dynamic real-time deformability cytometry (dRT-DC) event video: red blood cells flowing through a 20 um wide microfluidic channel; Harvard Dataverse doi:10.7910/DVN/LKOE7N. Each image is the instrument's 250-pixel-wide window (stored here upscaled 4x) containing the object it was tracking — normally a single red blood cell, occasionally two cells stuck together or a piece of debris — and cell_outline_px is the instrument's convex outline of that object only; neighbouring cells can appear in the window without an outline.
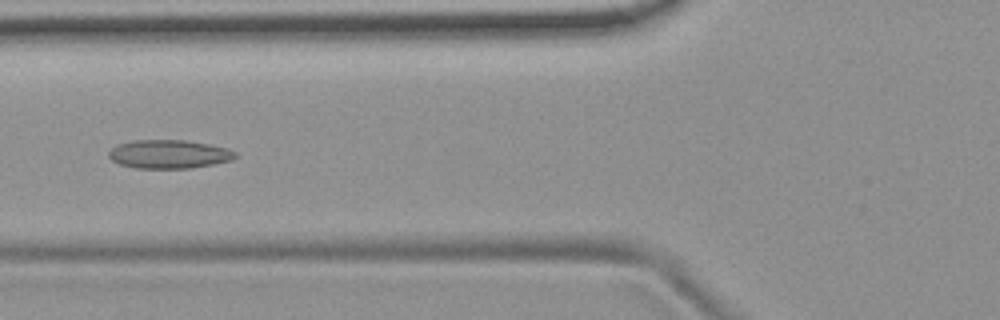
{"species": "common noctule bat (a hibernating species)", "species_latin": "Nyctalus noctula", "temperature_condition": "room temperature", "stored_images_in_passage": 8, "camera_frame_rate_fps": 3000, "um_per_image_px": 0.085, "animal": {"sex": "female", "body_mass_g": 19.9}, "frame": {"image": 1, "passage_image": 6, "time_ms": 6.0, "image_size_px": [1000, 320], "cell_outline_px": [[240, 156], [232, 160], [192, 168], [136, 168], [120, 164], [112, 160], [108, 156], [108, 152], [116, 144], [136, 140], [184, 140], [208, 144], [228, 148], [236, 152]], "centroid_in_image_um": [14.38, 13.1], "position_along_channel_um": 111.4, "area_um2": 21.15}}
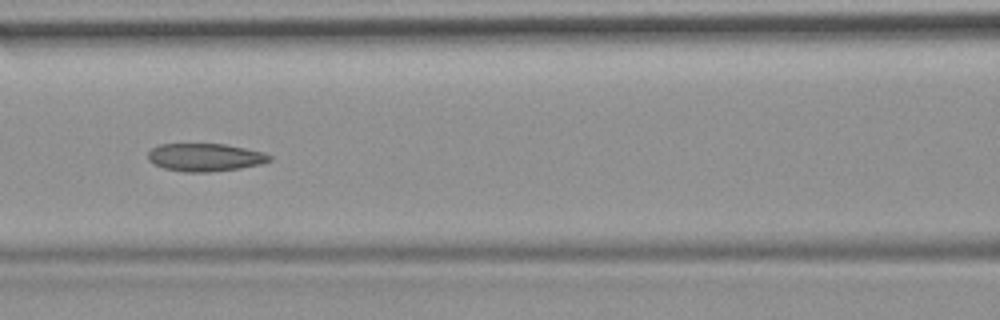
{"frame": {"image": 2, "passage_image": 7, "time_ms": 7.0, "image_size_px": [1000, 320], "cell_outline_px": [[272, 160], [260, 164], [240, 168], [208, 172], [184, 172], [164, 168], [152, 164], [148, 160], [148, 152], [152, 148], [160, 144], [224, 144], [264, 152], [272, 156]], "centroid_in_image_um": [17.41, 13.37], "position_along_channel_um": 149.2, "area_um2": 19.77}}
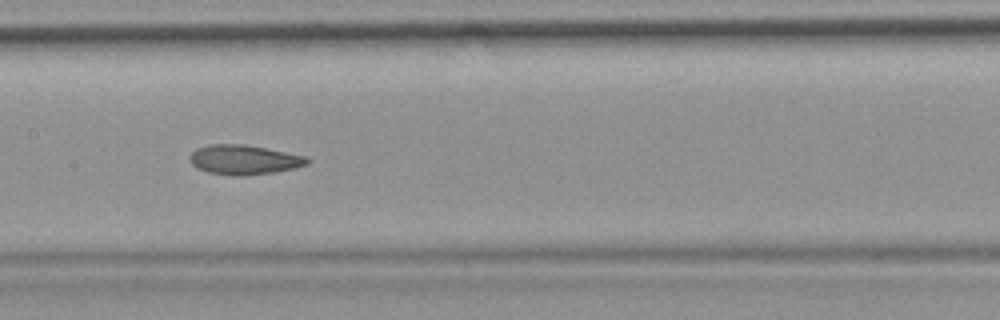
{"frame": {"image": 3, "passage_image": 8, "time_ms": 8.0, "image_size_px": [1000, 320], "cell_outline_px": [[312, 160], [308, 164], [296, 168], [276, 172], [244, 176], [232, 176], [208, 172], [196, 168], [192, 164], [188, 156], [196, 148], [208, 144], [244, 144], [308, 156]], "centroid_in_image_um": [20.76, 13.58], "position_along_channel_um": 186.6, "area_um2": 20.63}}